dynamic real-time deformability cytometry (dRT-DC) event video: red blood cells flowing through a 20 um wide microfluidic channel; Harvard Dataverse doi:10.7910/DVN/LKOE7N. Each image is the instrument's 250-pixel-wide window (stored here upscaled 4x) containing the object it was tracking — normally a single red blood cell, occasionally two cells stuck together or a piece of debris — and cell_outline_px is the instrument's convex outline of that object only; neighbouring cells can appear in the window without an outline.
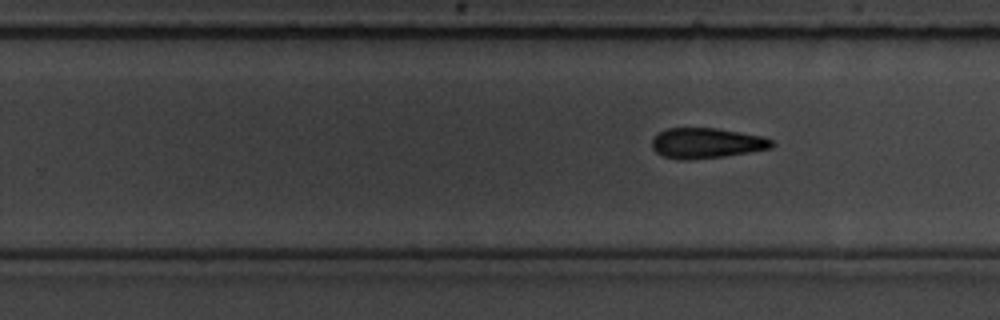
{"species": "common noctule bat (a hibernating species)", "species_latin": "Nyctalus noctula", "temperature_condition": "room temperature", "stored_images_in_passage": 10, "camera_frame_rate_fps": 3000, "um_per_image_px": 0.085, "animal": {"sex": "male", "body_mass_g": 19.5, "forearm_length_mm": 54.6}, "frame": {"image": 1, "passage_image": 10, "time_ms": 13.667, "image_size_px": [1000, 320], "cell_outline_px": [[776, 144], [772, 148], [724, 156], [688, 160], [680, 160], [664, 156], [656, 152], [652, 148], [652, 140], [660, 132], [668, 128], [716, 128], [760, 136], [772, 140]], "centroid_in_image_um": [60.05, 12.17], "position_along_channel_um": 269.8, "area_um2": 20.98}}